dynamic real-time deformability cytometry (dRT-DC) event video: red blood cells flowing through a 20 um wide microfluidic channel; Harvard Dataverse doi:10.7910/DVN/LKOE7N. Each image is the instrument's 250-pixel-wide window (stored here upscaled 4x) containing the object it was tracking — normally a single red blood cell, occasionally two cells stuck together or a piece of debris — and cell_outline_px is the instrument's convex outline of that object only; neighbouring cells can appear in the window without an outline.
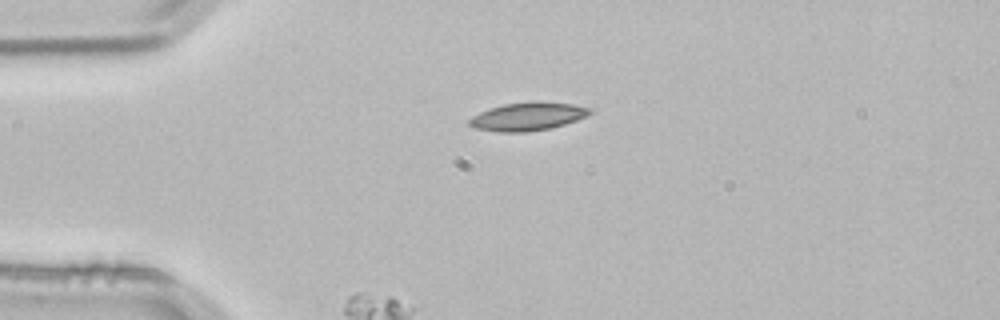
{"species": "common noctule bat (a hibernating species)", "species_latin": "Nyctalus noctula", "temperature_condition": "room temperature", "stored_images_in_passage": 2, "camera_frame_rate_fps": 3000, "um_per_image_px": 0.085, "animal": {"sex": "male", "body_mass_g": 21.5, "forearm_length_mm": 52.0}, "frame": {"image": 1, "passage_image": 1, "time_ms": 0.0, "image_size_px": [1000, 320], "cell_outline_px": [[592, 112], [576, 120], [552, 128], [524, 132], [496, 132], [472, 128], [468, 124], [468, 120], [472, 116], [488, 108], [504, 104], [532, 100], [540, 100], [572, 104], [592, 108]], "centroid_in_image_um": [44.81, 9.89], "position_along_channel_um": 40.2, "area_um2": 20.17}}
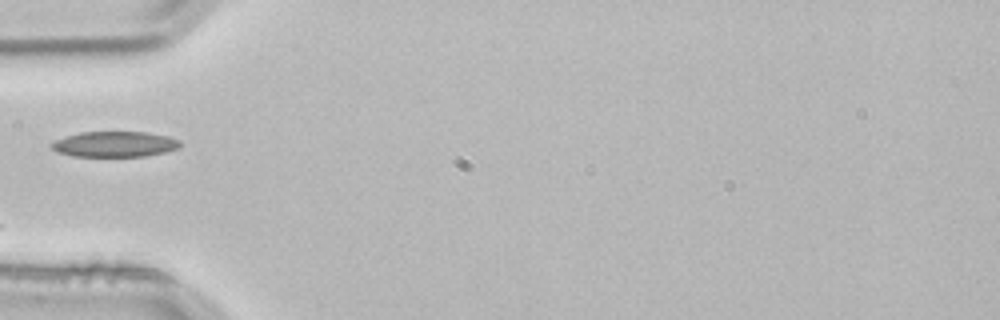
{"frame": {"image": 2, "passage_image": 2, "time_ms": 0.333, "image_size_px": [1000, 320], "cell_outline_px": [[180, 148], [164, 152], [144, 156], [72, 156], [56, 152], [48, 144], [56, 140], [80, 132], [148, 132], [168, 136], [180, 140]], "centroid_in_image_um": [9.75, 12.25], "position_along_channel_um": 75.3, "area_um2": 19.13}}